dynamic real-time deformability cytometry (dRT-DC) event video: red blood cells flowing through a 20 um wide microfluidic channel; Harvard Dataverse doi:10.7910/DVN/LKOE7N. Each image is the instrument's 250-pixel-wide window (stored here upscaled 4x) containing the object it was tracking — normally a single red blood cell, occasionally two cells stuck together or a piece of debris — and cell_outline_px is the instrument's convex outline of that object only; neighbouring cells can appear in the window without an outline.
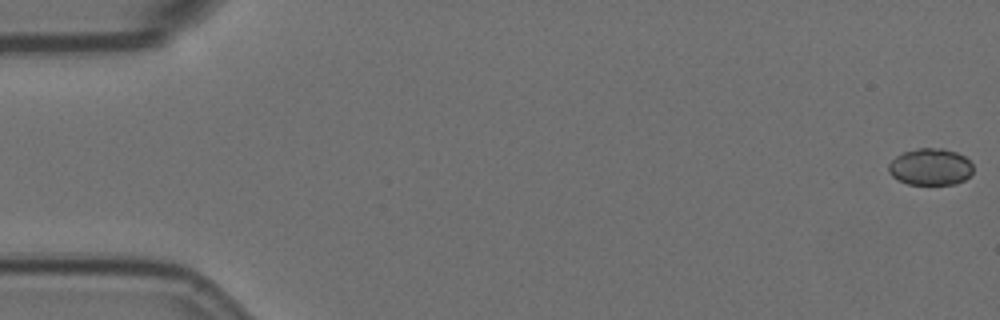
{"species": "Egyptian fruit bat (a non-hibernating species)", "species_latin": "Rousettus aegyptiacus", "temperature_condition": "room temperature", "stored_images_in_passage": 58, "camera_frame_rate_fps": 3000, "um_per_image_px": 0.085, "animal": {"sex": "female"}, "frame": {"image": 1, "passage_image": 1, "time_ms": 0.0, "image_size_px": [1000, 320], "cell_outline_px": [[972, 172], [964, 180], [956, 184], [908, 184], [892, 176], [888, 172], [888, 164], [896, 156], [904, 152], [916, 148], [944, 148], [956, 152], [964, 156], [972, 164]], "centroid_in_image_um": [79.07, 14.17], "position_along_channel_um": 5.9, "area_um2": 18.09}}
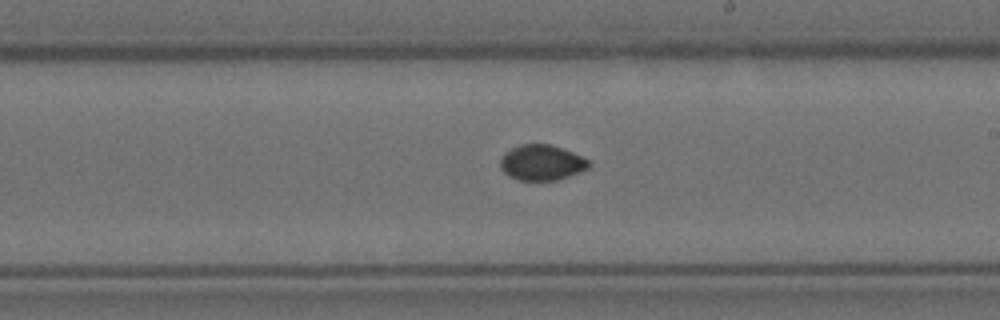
{"frame": {"image": 2, "passage_image": 33, "time_ms": 10.667, "image_size_px": [1000, 320], "cell_outline_px": [[592, 164], [588, 168], [580, 172], [556, 180], [516, 180], [508, 176], [500, 168], [500, 160], [504, 152], [520, 144], [552, 144], [592, 160]], "centroid_in_image_um": [46.06, 13.81], "position_along_channel_um": 242.9, "area_um2": 18.55}}
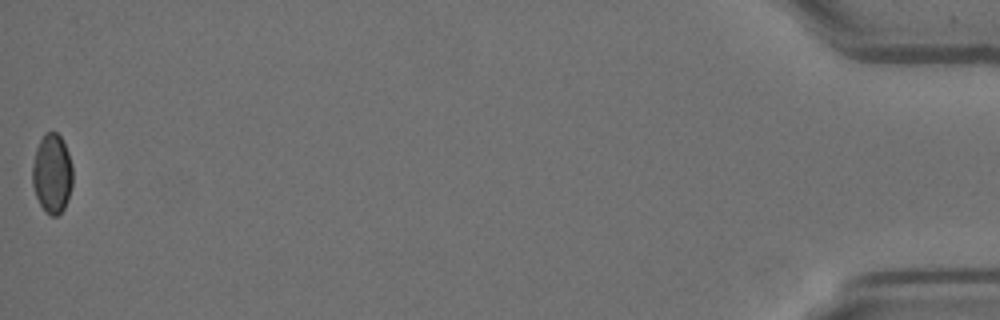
{"frame": {"image": 3, "passage_image": 57, "time_ms": 18.667, "image_size_px": [1000, 320], "cell_outline_px": [[72, 184], [64, 208], [56, 216], [52, 216], [40, 204], [36, 196], [32, 184], [32, 168], [36, 148], [44, 132], [56, 132], [60, 136], [68, 152], [72, 164]], "centroid_in_image_um": [4.42, 14.72], "position_along_channel_um": 430.8, "area_um2": 18.44}}